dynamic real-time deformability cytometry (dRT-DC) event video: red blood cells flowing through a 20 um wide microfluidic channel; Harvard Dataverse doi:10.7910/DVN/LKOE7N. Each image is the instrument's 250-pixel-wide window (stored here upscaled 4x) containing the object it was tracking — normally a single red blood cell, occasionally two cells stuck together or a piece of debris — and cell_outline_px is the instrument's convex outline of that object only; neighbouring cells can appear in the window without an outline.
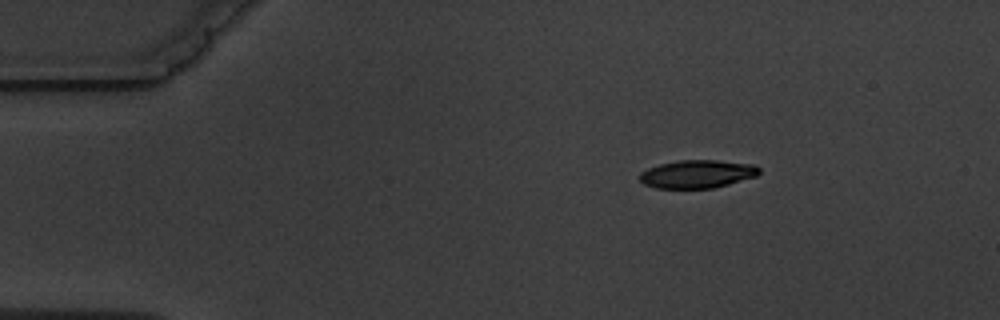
{"species": "common noctule bat (a hibernating species)", "species_latin": "Nyctalus noctula", "temperature_condition": "warm", "stored_images_in_passage": 4, "segment_of_instrument_passage": [1, 2], "camera_frame_rate_fps": 3000, "um_per_image_px": 0.085, "animal": {"sex": "male", "body_mass_g": 19.5, "forearm_length_mm": 54.6}, "frame": {"image": 1, "passage_image": 1, "time_ms": 0.0, "image_size_px": [1000, 320], "cell_outline_px": [[760, 172], [756, 176], [728, 184], [712, 188], [656, 188], [644, 184], [640, 180], [640, 172], [648, 168], [660, 164], [680, 160], [716, 160], [756, 164], [760, 168]], "centroid_in_image_um": [59.28, 14.78], "position_along_channel_um": 25.7, "area_um2": 19.54}}